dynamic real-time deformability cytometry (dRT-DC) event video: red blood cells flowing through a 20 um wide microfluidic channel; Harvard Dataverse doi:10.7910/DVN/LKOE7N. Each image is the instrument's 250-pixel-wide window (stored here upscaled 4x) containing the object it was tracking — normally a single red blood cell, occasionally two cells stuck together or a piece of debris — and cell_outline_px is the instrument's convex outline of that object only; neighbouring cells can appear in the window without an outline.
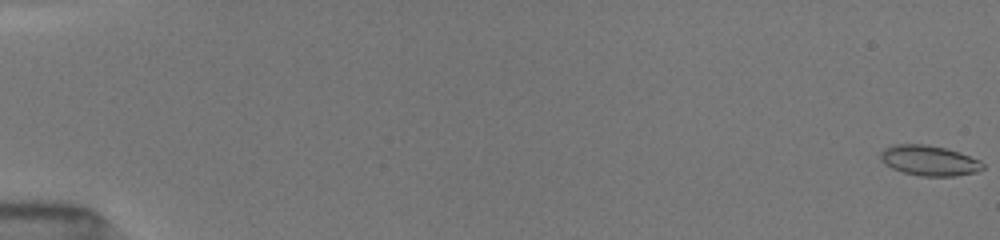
{"species": "common noctule bat (a hibernating species)", "species_latin": "Nyctalus noctula", "temperature_condition": "room temperature", "stored_images_in_passage": 53, "camera_frame_rate_fps": 3000, "um_per_image_px": 0.085, "animal": {"sex": "female", "body_mass_g": 19.5, "forearm_length_mm": 54.1}, "frame": {"image": 1, "passage_image": 1, "time_ms": 0.0, "image_size_px": [1000, 240], "cell_outline_px": [[984, 168], [976, 172], [956, 176], [920, 176], [904, 172], [892, 168], [884, 164], [880, 160], [880, 152], [884, 148], [892, 144], [924, 144], [944, 148], [980, 160], [984, 164]], "centroid_in_image_um": [78.94, 13.65], "position_along_channel_um": 6.1, "area_um2": 17.98}}
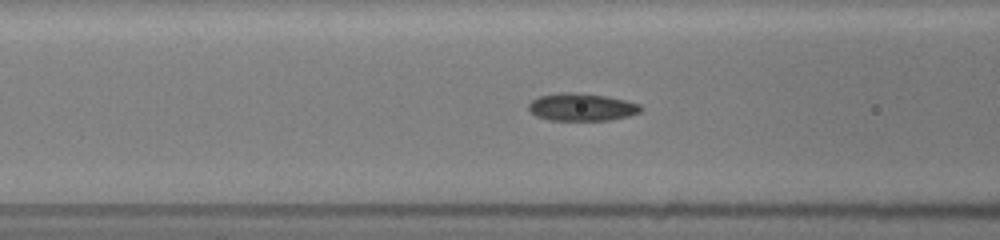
{"frame": {"image": 2, "passage_image": 23, "time_ms": 7.333, "image_size_px": [1000, 240], "cell_outline_px": [[644, 108], [640, 112], [628, 116], [608, 120], [548, 120], [536, 116], [528, 108], [528, 104], [532, 100], [540, 96], [560, 92], [576, 92], [608, 96], [640, 104]], "centroid_in_image_um": [49.45, 9.09], "position_along_channel_um": 117.1, "area_um2": 18.09}}
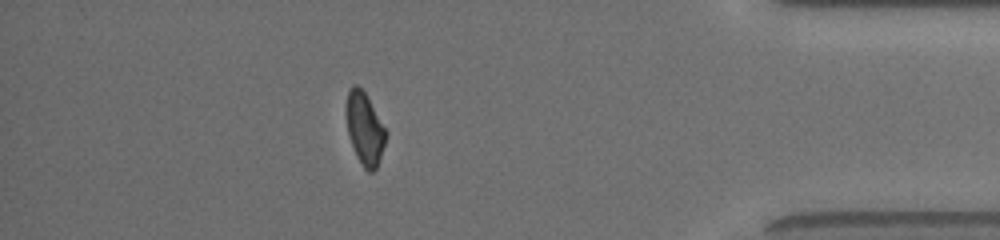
{"frame": {"image": 3, "passage_image": 47, "time_ms": 15.333, "image_size_px": [1000, 240], "cell_outline_px": [[388, 132], [376, 168], [372, 172], [368, 172], [364, 168], [356, 156], [348, 132], [344, 112], [344, 108], [348, 92], [352, 84], [356, 84], [364, 92]], "centroid_in_image_um": [30.97, 10.91], "position_along_channel_um": 404.2, "area_um2": 16.65}, "authors_computed_cell_mechanics": {"area_um2": 17.6868, "velocity_mm_per_s": 4.0219, "shape_relaxation_time_tau1_ms": null, "shape_relaxation_time_tau2_ms": 4.1341, "deformation_change_tau1": null, "deformation_change_tau2": 0.0847}}